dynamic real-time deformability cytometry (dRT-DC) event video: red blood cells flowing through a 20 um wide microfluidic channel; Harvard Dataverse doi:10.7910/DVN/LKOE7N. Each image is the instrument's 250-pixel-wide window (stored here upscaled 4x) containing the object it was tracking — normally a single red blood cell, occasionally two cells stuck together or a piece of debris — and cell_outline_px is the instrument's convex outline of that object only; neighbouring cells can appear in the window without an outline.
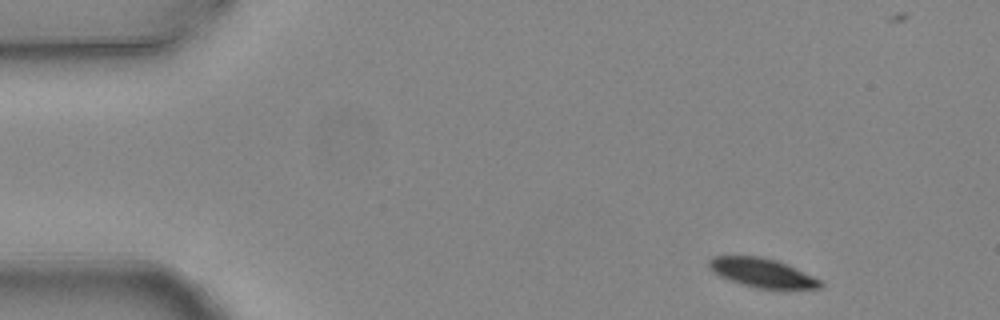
{"species": "common noctule bat (a hibernating species)", "species_latin": "Nyctalus noctula", "temperature_condition": "warm", "stored_images_in_passage": 5, "camera_frame_rate_fps": 3000, "um_per_image_px": 0.085, "animal": {"sex": "female", "body_mass_g": 24.6, "forearm_length_mm": 56.2}, "frame": {"image": 1, "passage_image": 1, "time_ms": 0.0, "image_size_px": [1000, 320], "cell_outline_px": [[824, 284], [820, 288], [756, 288], [740, 284], [720, 276], [712, 272], [708, 268], [708, 260], [712, 256], [760, 256], [776, 260], [796, 268], [820, 280]], "centroid_in_image_um": [64.72, 23.18], "position_along_channel_um": 20.3, "area_um2": 18.73}}
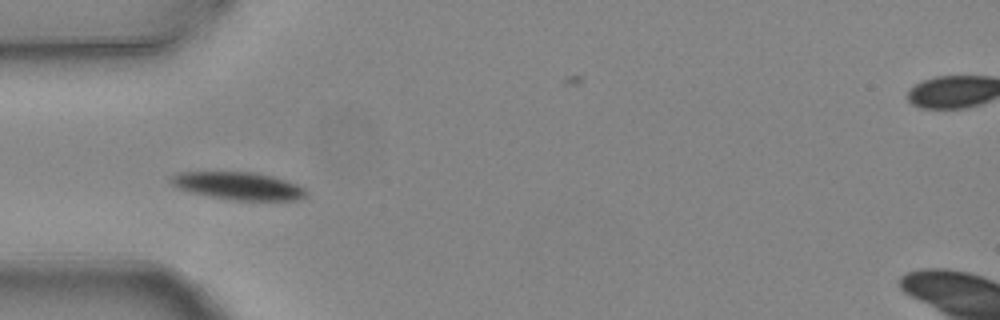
{"frame": {"image": 2, "passage_image": 4, "time_ms": 1.0, "image_size_px": [1000, 320], "cell_outline_px": [[308, 196], [296, 200], [236, 200], [188, 192], [172, 184], [168, 180], [172, 176], [180, 172], [256, 172], [272, 176], [296, 184], [304, 188], [308, 192]], "centroid_in_image_um": [20.28, 15.8], "position_along_channel_um": 64.7, "area_um2": 21.62}}
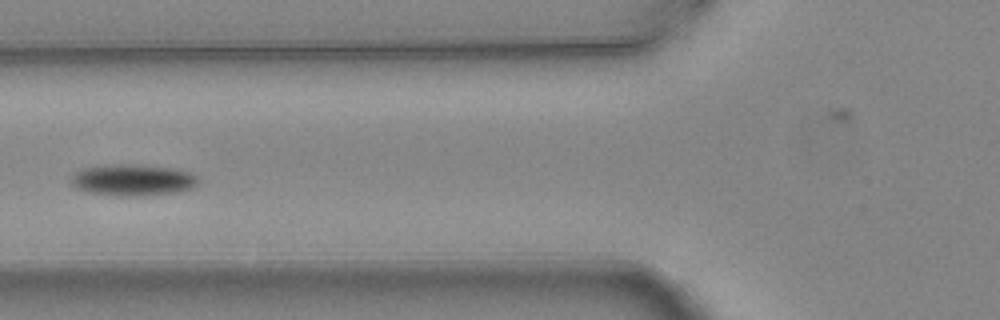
{"frame": {"image": 3, "passage_image": 5, "time_ms": 1.333, "image_size_px": [1000, 320], "cell_outline_px": [[200, 180], [192, 188], [176, 192], [144, 196], [116, 196], [88, 192], [72, 184], [72, 176], [80, 168], [108, 164], [132, 164], [176, 168], [192, 172]], "centroid_in_image_um": [11.32, 15.29], "position_along_channel_um": 114.5, "area_um2": 23.52}}